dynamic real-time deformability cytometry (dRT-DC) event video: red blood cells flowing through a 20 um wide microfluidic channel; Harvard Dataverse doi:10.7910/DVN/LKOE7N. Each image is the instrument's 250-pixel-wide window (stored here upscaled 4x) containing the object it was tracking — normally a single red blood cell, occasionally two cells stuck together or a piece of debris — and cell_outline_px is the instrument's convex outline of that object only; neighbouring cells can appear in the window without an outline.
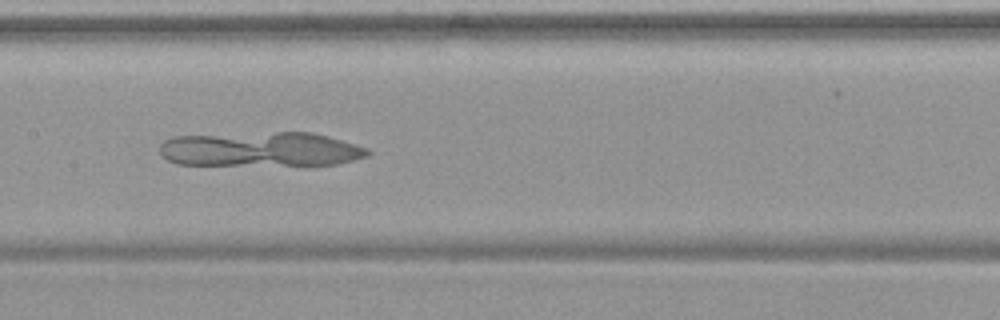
{"species": "common noctule bat (a hibernating species)", "species_latin": "Nyctalus noctula", "temperature_condition": "warm", "stored_images_in_passage": 38, "camera_frame_rate_fps": 3000, "um_per_image_px": 0.085, "animal": {"sex": "female", "body_mass_g": 19.9}, "frame": {"image": 1, "passage_image": 12, "time_ms": 3.667, "image_size_px": [1000, 320], "cell_outline_px": [[372, 152], [368, 156], [336, 164], [308, 168], [304, 168], [176, 164], [168, 160], [160, 152], [160, 144], [164, 140], [172, 136], [276, 132], [312, 132], [328, 136], [356, 144], [368, 148]], "centroid_in_image_um": [22.23, 12.74], "position_along_channel_um": 185.2, "area_um2": 43.87}}